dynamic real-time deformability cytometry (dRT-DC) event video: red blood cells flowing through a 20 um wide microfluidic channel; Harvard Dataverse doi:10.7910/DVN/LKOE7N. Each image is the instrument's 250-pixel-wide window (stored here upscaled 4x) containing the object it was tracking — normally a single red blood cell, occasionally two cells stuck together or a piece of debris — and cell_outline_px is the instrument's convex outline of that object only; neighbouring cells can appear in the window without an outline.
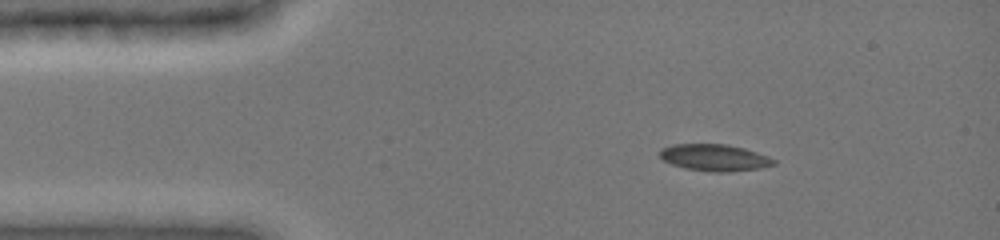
{"species": "common noctule bat (a hibernating species)", "species_latin": "Nyctalus noctula", "temperature_condition": "cold", "stored_images_in_passage": 42, "camera_frame_rate_fps": 3000, "um_per_image_px": 0.085, "animal": {"sex": "female", "body_mass_g": 19.0, "forearm_length_mm": 51.5}, "frame": {"image": 1, "passage_image": 1, "time_ms": 0.0, "image_size_px": [1000, 240], "cell_outline_px": [[776, 164], [756, 168], [720, 172], [716, 172], [688, 168], [672, 164], [664, 160], [660, 156], [660, 152], [664, 148], [672, 144], [728, 144], [744, 148], [756, 152], [776, 160]], "centroid_in_image_um": [60.73, 13.37], "position_along_channel_um": 24.3, "area_um2": 17.22}}
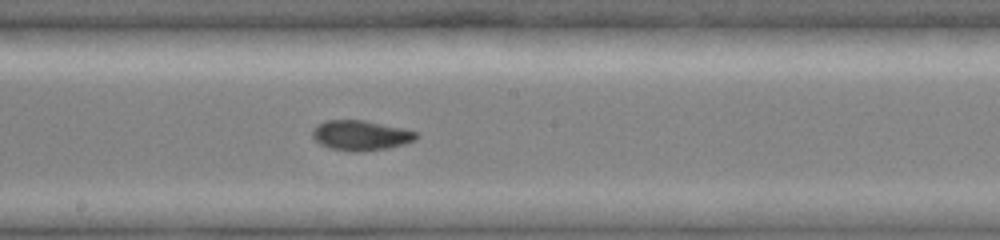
{"frame": {"image": 2, "passage_image": 20, "time_ms": 6.333, "image_size_px": [1000, 240], "cell_outline_px": [[420, 136], [416, 140], [404, 144], [388, 148], [360, 152], [352, 152], [332, 148], [320, 144], [312, 136], [312, 132], [316, 124], [324, 120], [364, 120], [404, 128], [416, 132]], "centroid_in_image_um": [30.68, 11.5], "position_along_channel_um": 217.5, "area_um2": 18.32}}
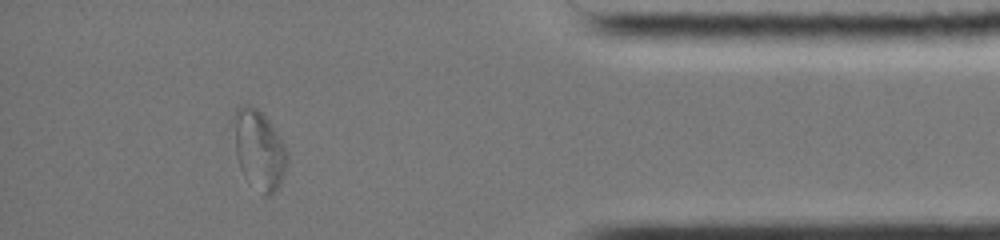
{"frame": {"image": 3, "passage_image": 37, "time_ms": 12.0, "image_size_px": [1000, 240], "cell_outline_px": [[288, 160], [280, 184], [272, 196], [264, 196], [244, 176], [240, 168], [236, 156], [236, 108], [240, 104], [252, 104], [272, 124], [284, 144], [288, 152]], "centroid_in_image_um": [22.06, 12.75], "position_along_channel_um": 413.1, "area_um2": 24.33}, "authors_computed_cell_mechanics": {"area_um2": 17.8602, "velocity_mm_per_s": 3.9089, "shape_relaxation_time_tau1_ms": null, "shape_relaxation_time_tau2_ms": 1.8618, "deformation_change_tau1": null, "deformation_change_tau2": 0.0393}}